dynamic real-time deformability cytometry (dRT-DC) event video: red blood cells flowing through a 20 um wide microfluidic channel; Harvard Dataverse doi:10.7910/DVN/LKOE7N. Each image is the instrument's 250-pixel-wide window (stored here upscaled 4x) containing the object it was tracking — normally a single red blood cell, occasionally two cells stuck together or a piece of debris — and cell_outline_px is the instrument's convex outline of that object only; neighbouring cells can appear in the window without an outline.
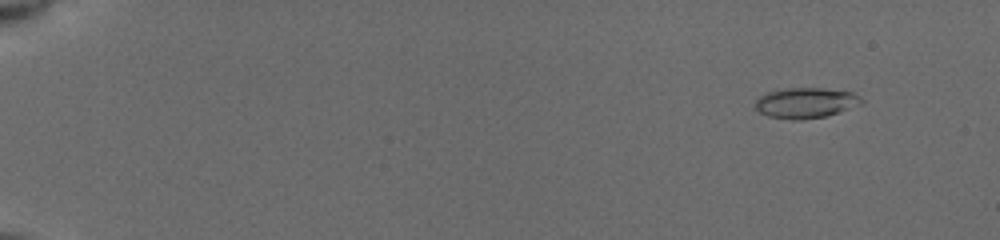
{"species": "common noctule bat (a hibernating species)", "species_latin": "Nyctalus noctula", "temperature_condition": "cold", "stored_images_in_passage": 50, "camera_frame_rate_fps": 3000, "um_per_image_px": 0.085, "animal": {"sex": "female", "body_mass_g": 19.5, "forearm_length_mm": 54.1}, "frame": {"image": 1, "passage_image": 6, "time_ms": 1.667, "image_size_px": [1000, 240], "cell_outline_px": [[864, 104], [824, 116], [800, 120], [792, 120], [768, 116], [760, 112], [756, 108], [756, 100], [760, 96], [768, 92], [784, 88], [820, 88], [852, 92], [860, 96], [864, 100]], "centroid_in_image_um": [68.51, 8.74], "position_along_channel_um": 16.5, "area_um2": 18.79}}
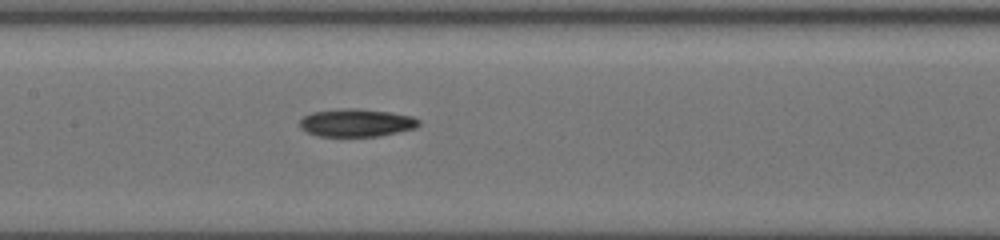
{"frame": {"image": 2, "passage_image": 26, "time_ms": 9.667, "image_size_px": [1000, 240], "cell_outline_px": [[420, 124], [416, 128], [380, 136], [320, 136], [308, 132], [300, 128], [300, 120], [304, 116], [312, 112], [344, 108], [356, 108], [388, 112], [412, 116], [420, 120]], "centroid_in_image_um": [30.31, 10.43], "position_along_channel_um": 177.1, "area_um2": 19.25}}
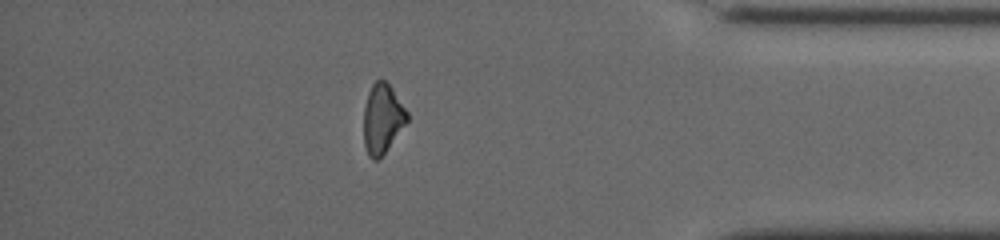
{"frame": {"image": 3, "passage_image": 44, "time_ms": 16.0, "image_size_px": [1000, 240], "cell_outline_px": [[408, 120], [384, 152], [376, 160], [372, 160], [368, 156], [364, 144], [364, 108], [368, 92], [372, 84], [376, 80], [384, 80], [392, 88], [408, 112]], "centroid_in_image_um": [32.49, 10.07], "position_along_channel_um": 402.7, "area_um2": 17.28}, "authors_computed_cell_mechanics": {"area_um2": 18.6983, "velocity_mm_per_s": 3.952, "shape_relaxation_time_tau1_ms": 7.9314, "shape_relaxation_time_tau2_ms": 8.5343, "deformation_change_tau1": 0.2141, "deformation_change_tau2": 0.1935}}